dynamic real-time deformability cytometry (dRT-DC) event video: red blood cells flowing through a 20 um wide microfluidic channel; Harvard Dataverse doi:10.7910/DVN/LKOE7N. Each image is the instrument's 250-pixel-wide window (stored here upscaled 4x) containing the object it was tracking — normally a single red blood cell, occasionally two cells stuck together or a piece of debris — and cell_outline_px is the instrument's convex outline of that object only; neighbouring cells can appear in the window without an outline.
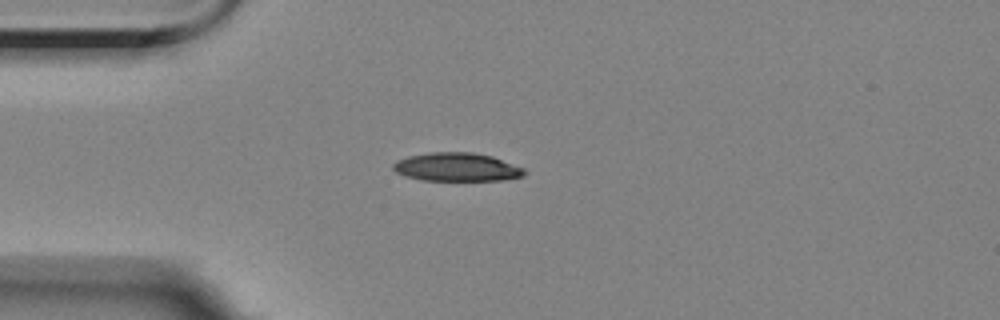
{"species": "Egyptian fruit bat (a non-hibernating species)", "species_latin": "Rousettus aegyptiacus", "temperature_condition": "room temperature", "stored_images_in_passage": 3, "camera_frame_rate_fps": 3000, "um_per_image_px": 0.085, "animal": {"sex": "female"}, "frame": {"image": 1, "passage_image": 3, "time_ms": 2.333, "image_size_px": [1000, 320], "cell_outline_px": [[528, 172], [524, 176], [504, 180], [424, 180], [404, 176], [396, 172], [392, 168], [392, 164], [396, 160], [408, 156], [432, 152], [472, 152], [492, 156], [524, 168]], "centroid_in_image_um": [38.83, 14.2], "position_along_channel_um": 46.2, "area_um2": 21.85}}